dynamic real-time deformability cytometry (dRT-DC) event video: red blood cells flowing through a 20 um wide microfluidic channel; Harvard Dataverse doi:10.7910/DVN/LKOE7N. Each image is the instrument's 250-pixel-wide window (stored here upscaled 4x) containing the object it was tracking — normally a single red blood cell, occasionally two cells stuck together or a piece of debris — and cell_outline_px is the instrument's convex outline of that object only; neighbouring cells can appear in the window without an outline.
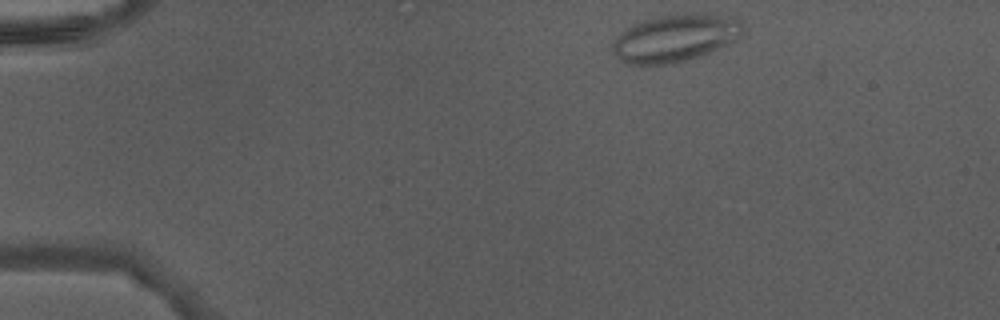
{"species": "Egyptian fruit bat (a non-hibernating species)", "species_latin": "Rousettus aegyptiacus", "temperature_condition": "warm", "stored_images_in_passage": 40, "camera_frame_rate_fps": 3000, "um_per_image_px": 0.085, "animal": {"sex": "male"}, "frame": {"image": 1, "passage_image": 1, "time_ms": 0.0, "image_size_px": [1000, 320], "cell_outline_px": [[744, 32], [740, 36], [700, 56], [684, 60], [664, 64], [628, 64], [620, 60], [612, 52], [612, 44], [616, 36], [632, 24], [644, 20], [660, 16], [684, 12], [700, 12], [736, 16]], "centroid_in_image_um": [57.36, 3.19], "position_along_channel_um": 27.6, "area_um2": 35.95}}
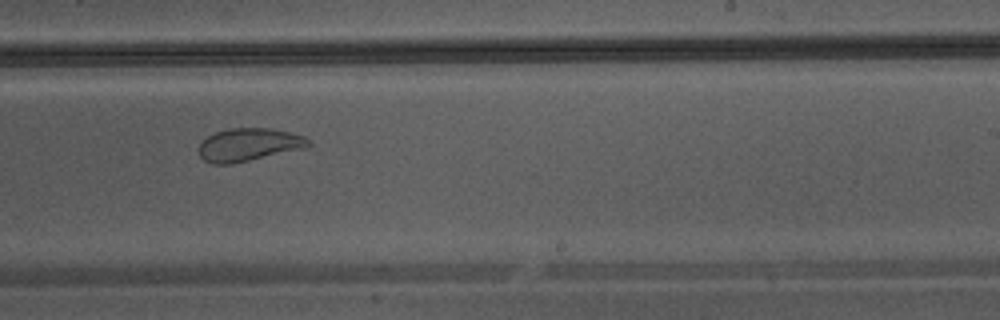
{"frame": {"image": 2, "passage_image": 23, "time_ms": 7.333, "image_size_px": [1000, 320], "cell_outline_px": [[312, 144], [300, 148], [248, 160], [228, 164], [212, 164], [204, 160], [200, 156], [196, 148], [208, 136], [216, 132], [228, 128], [272, 128], [304, 136], [312, 140]], "centroid_in_image_um": [21.09, 12.28], "position_along_channel_um": 267.9, "area_um2": 20.69}}